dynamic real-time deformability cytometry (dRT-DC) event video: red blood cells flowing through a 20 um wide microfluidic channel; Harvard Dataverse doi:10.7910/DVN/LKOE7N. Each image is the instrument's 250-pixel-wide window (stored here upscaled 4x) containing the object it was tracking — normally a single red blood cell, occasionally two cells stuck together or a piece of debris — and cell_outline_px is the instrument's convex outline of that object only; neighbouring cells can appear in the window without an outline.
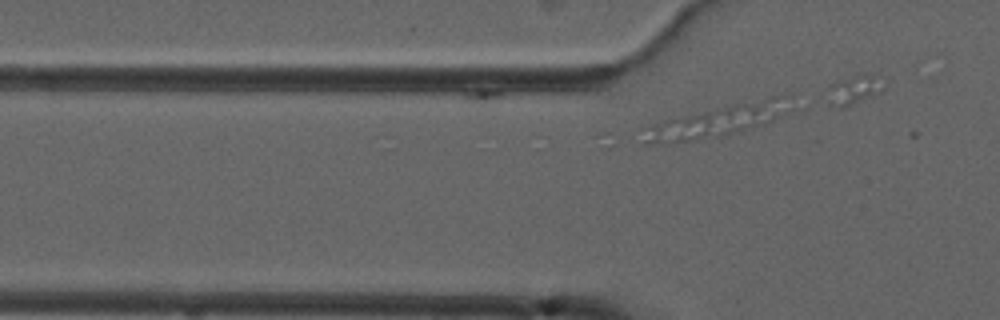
{"species": "common noctule bat (a hibernating species)", "species_latin": "Nyctalus noctula", "temperature_condition": "cold", "stored_images_in_passage": 2, "camera_frame_rate_fps": 3000, "um_per_image_px": 0.085, "animal": {"sex": "male", "forearm_length_mm": 52.5}, "frame": {"image": 1, "passage_image": 2, "time_ms": 1.333, "image_size_px": [1000, 320], "cell_outline_px": [[808, 108], [764, 124], [740, 132], [720, 136], [664, 144], [644, 144], [640, 128], [664, 120], [772, 96], [792, 96]], "centroid_in_image_um": [61.29, 10.25], "position_along_channel_um": 64.5, "area_um2": 28.38}}